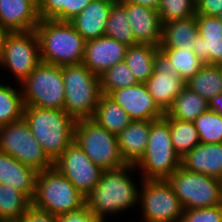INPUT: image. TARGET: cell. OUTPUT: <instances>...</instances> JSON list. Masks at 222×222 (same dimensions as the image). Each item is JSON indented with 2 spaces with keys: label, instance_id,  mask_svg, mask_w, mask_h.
Instances as JSON below:
<instances>
[{
  "label": "cell",
  "instance_id": "9",
  "mask_svg": "<svg viewBox=\"0 0 222 222\" xmlns=\"http://www.w3.org/2000/svg\"><path fill=\"white\" fill-rule=\"evenodd\" d=\"M184 210L222 204L220 181L180 166L168 179Z\"/></svg>",
  "mask_w": 222,
  "mask_h": 222
},
{
  "label": "cell",
  "instance_id": "3",
  "mask_svg": "<svg viewBox=\"0 0 222 222\" xmlns=\"http://www.w3.org/2000/svg\"><path fill=\"white\" fill-rule=\"evenodd\" d=\"M35 31L41 62L58 66L82 63L86 41L71 22L40 19Z\"/></svg>",
  "mask_w": 222,
  "mask_h": 222
},
{
  "label": "cell",
  "instance_id": "33",
  "mask_svg": "<svg viewBox=\"0 0 222 222\" xmlns=\"http://www.w3.org/2000/svg\"><path fill=\"white\" fill-rule=\"evenodd\" d=\"M22 91L0 82V127L23 118Z\"/></svg>",
  "mask_w": 222,
  "mask_h": 222
},
{
  "label": "cell",
  "instance_id": "46",
  "mask_svg": "<svg viewBox=\"0 0 222 222\" xmlns=\"http://www.w3.org/2000/svg\"><path fill=\"white\" fill-rule=\"evenodd\" d=\"M195 7H197V5L202 1V0H190Z\"/></svg>",
  "mask_w": 222,
  "mask_h": 222
},
{
  "label": "cell",
  "instance_id": "1",
  "mask_svg": "<svg viewBox=\"0 0 222 222\" xmlns=\"http://www.w3.org/2000/svg\"><path fill=\"white\" fill-rule=\"evenodd\" d=\"M136 169V165L127 164L118 169L104 170L96 187L86 196V206L101 222H105L106 215L124 212L138 204L139 188L129 174Z\"/></svg>",
  "mask_w": 222,
  "mask_h": 222
},
{
  "label": "cell",
  "instance_id": "8",
  "mask_svg": "<svg viewBox=\"0 0 222 222\" xmlns=\"http://www.w3.org/2000/svg\"><path fill=\"white\" fill-rule=\"evenodd\" d=\"M20 85L25 106L64 110L62 66L41 62Z\"/></svg>",
  "mask_w": 222,
  "mask_h": 222
},
{
  "label": "cell",
  "instance_id": "21",
  "mask_svg": "<svg viewBox=\"0 0 222 222\" xmlns=\"http://www.w3.org/2000/svg\"><path fill=\"white\" fill-rule=\"evenodd\" d=\"M181 166L186 170L220 179L222 177V143H199L181 158Z\"/></svg>",
  "mask_w": 222,
  "mask_h": 222
},
{
  "label": "cell",
  "instance_id": "30",
  "mask_svg": "<svg viewBox=\"0 0 222 222\" xmlns=\"http://www.w3.org/2000/svg\"><path fill=\"white\" fill-rule=\"evenodd\" d=\"M170 126V135L176 153L182 158L199 143V135L194 122L163 117Z\"/></svg>",
  "mask_w": 222,
  "mask_h": 222
},
{
  "label": "cell",
  "instance_id": "29",
  "mask_svg": "<svg viewBox=\"0 0 222 222\" xmlns=\"http://www.w3.org/2000/svg\"><path fill=\"white\" fill-rule=\"evenodd\" d=\"M186 86L209 101L222 92L221 65L204 64Z\"/></svg>",
  "mask_w": 222,
  "mask_h": 222
},
{
  "label": "cell",
  "instance_id": "20",
  "mask_svg": "<svg viewBox=\"0 0 222 222\" xmlns=\"http://www.w3.org/2000/svg\"><path fill=\"white\" fill-rule=\"evenodd\" d=\"M116 0H92L70 22L85 41L104 36L110 10Z\"/></svg>",
  "mask_w": 222,
  "mask_h": 222
},
{
  "label": "cell",
  "instance_id": "36",
  "mask_svg": "<svg viewBox=\"0 0 222 222\" xmlns=\"http://www.w3.org/2000/svg\"><path fill=\"white\" fill-rule=\"evenodd\" d=\"M157 10L162 24L196 15V7L190 0H161Z\"/></svg>",
  "mask_w": 222,
  "mask_h": 222
},
{
  "label": "cell",
  "instance_id": "41",
  "mask_svg": "<svg viewBox=\"0 0 222 222\" xmlns=\"http://www.w3.org/2000/svg\"><path fill=\"white\" fill-rule=\"evenodd\" d=\"M196 14L218 17L222 14V0H202L196 7Z\"/></svg>",
  "mask_w": 222,
  "mask_h": 222
},
{
  "label": "cell",
  "instance_id": "39",
  "mask_svg": "<svg viewBox=\"0 0 222 222\" xmlns=\"http://www.w3.org/2000/svg\"><path fill=\"white\" fill-rule=\"evenodd\" d=\"M57 222H101L93 212L84 205L82 208L56 216Z\"/></svg>",
  "mask_w": 222,
  "mask_h": 222
},
{
  "label": "cell",
  "instance_id": "43",
  "mask_svg": "<svg viewBox=\"0 0 222 222\" xmlns=\"http://www.w3.org/2000/svg\"><path fill=\"white\" fill-rule=\"evenodd\" d=\"M209 110L222 116V92L209 100Z\"/></svg>",
  "mask_w": 222,
  "mask_h": 222
},
{
  "label": "cell",
  "instance_id": "32",
  "mask_svg": "<svg viewBox=\"0 0 222 222\" xmlns=\"http://www.w3.org/2000/svg\"><path fill=\"white\" fill-rule=\"evenodd\" d=\"M177 69V75L189 81L204 65L192 49L159 47Z\"/></svg>",
  "mask_w": 222,
  "mask_h": 222
},
{
  "label": "cell",
  "instance_id": "23",
  "mask_svg": "<svg viewBox=\"0 0 222 222\" xmlns=\"http://www.w3.org/2000/svg\"><path fill=\"white\" fill-rule=\"evenodd\" d=\"M152 121H131L130 124L117 135L118 146L127 164L136 165L144 156Z\"/></svg>",
  "mask_w": 222,
  "mask_h": 222
},
{
  "label": "cell",
  "instance_id": "38",
  "mask_svg": "<svg viewBox=\"0 0 222 222\" xmlns=\"http://www.w3.org/2000/svg\"><path fill=\"white\" fill-rule=\"evenodd\" d=\"M180 222H222V204L206 208L186 209Z\"/></svg>",
  "mask_w": 222,
  "mask_h": 222
},
{
  "label": "cell",
  "instance_id": "17",
  "mask_svg": "<svg viewBox=\"0 0 222 222\" xmlns=\"http://www.w3.org/2000/svg\"><path fill=\"white\" fill-rule=\"evenodd\" d=\"M199 36L193 51L204 64L222 65V24L216 16L196 14Z\"/></svg>",
  "mask_w": 222,
  "mask_h": 222
},
{
  "label": "cell",
  "instance_id": "44",
  "mask_svg": "<svg viewBox=\"0 0 222 222\" xmlns=\"http://www.w3.org/2000/svg\"><path fill=\"white\" fill-rule=\"evenodd\" d=\"M117 2L133 3L158 9L161 0H116Z\"/></svg>",
  "mask_w": 222,
  "mask_h": 222
},
{
  "label": "cell",
  "instance_id": "47",
  "mask_svg": "<svg viewBox=\"0 0 222 222\" xmlns=\"http://www.w3.org/2000/svg\"><path fill=\"white\" fill-rule=\"evenodd\" d=\"M219 181H220L221 199H222V177L219 179Z\"/></svg>",
  "mask_w": 222,
  "mask_h": 222
},
{
  "label": "cell",
  "instance_id": "11",
  "mask_svg": "<svg viewBox=\"0 0 222 222\" xmlns=\"http://www.w3.org/2000/svg\"><path fill=\"white\" fill-rule=\"evenodd\" d=\"M41 63L40 45L35 30L10 32L4 41L0 54V68L12 72L20 84Z\"/></svg>",
  "mask_w": 222,
  "mask_h": 222
},
{
  "label": "cell",
  "instance_id": "34",
  "mask_svg": "<svg viewBox=\"0 0 222 222\" xmlns=\"http://www.w3.org/2000/svg\"><path fill=\"white\" fill-rule=\"evenodd\" d=\"M139 83L125 61H121L100 75L102 94L109 95L112 91Z\"/></svg>",
  "mask_w": 222,
  "mask_h": 222
},
{
  "label": "cell",
  "instance_id": "12",
  "mask_svg": "<svg viewBox=\"0 0 222 222\" xmlns=\"http://www.w3.org/2000/svg\"><path fill=\"white\" fill-rule=\"evenodd\" d=\"M139 200L144 222H180L184 208L167 180L142 179Z\"/></svg>",
  "mask_w": 222,
  "mask_h": 222
},
{
  "label": "cell",
  "instance_id": "24",
  "mask_svg": "<svg viewBox=\"0 0 222 222\" xmlns=\"http://www.w3.org/2000/svg\"><path fill=\"white\" fill-rule=\"evenodd\" d=\"M199 36L196 15L162 24L159 47H175L193 49Z\"/></svg>",
  "mask_w": 222,
  "mask_h": 222
},
{
  "label": "cell",
  "instance_id": "19",
  "mask_svg": "<svg viewBox=\"0 0 222 222\" xmlns=\"http://www.w3.org/2000/svg\"><path fill=\"white\" fill-rule=\"evenodd\" d=\"M39 22L36 0H0V24L9 32L33 31Z\"/></svg>",
  "mask_w": 222,
  "mask_h": 222
},
{
  "label": "cell",
  "instance_id": "25",
  "mask_svg": "<svg viewBox=\"0 0 222 222\" xmlns=\"http://www.w3.org/2000/svg\"><path fill=\"white\" fill-rule=\"evenodd\" d=\"M91 119L116 136L132 121L126 111L105 94L101 95Z\"/></svg>",
  "mask_w": 222,
  "mask_h": 222
},
{
  "label": "cell",
  "instance_id": "45",
  "mask_svg": "<svg viewBox=\"0 0 222 222\" xmlns=\"http://www.w3.org/2000/svg\"><path fill=\"white\" fill-rule=\"evenodd\" d=\"M10 32L5 28L3 27L1 24H0V54H1V51H2V48H3V44H4V41H5V38L6 36L9 34Z\"/></svg>",
  "mask_w": 222,
  "mask_h": 222
},
{
  "label": "cell",
  "instance_id": "40",
  "mask_svg": "<svg viewBox=\"0 0 222 222\" xmlns=\"http://www.w3.org/2000/svg\"><path fill=\"white\" fill-rule=\"evenodd\" d=\"M17 222H57L56 215L31 206Z\"/></svg>",
  "mask_w": 222,
  "mask_h": 222
},
{
  "label": "cell",
  "instance_id": "27",
  "mask_svg": "<svg viewBox=\"0 0 222 222\" xmlns=\"http://www.w3.org/2000/svg\"><path fill=\"white\" fill-rule=\"evenodd\" d=\"M159 47L148 44L128 46L124 61L139 83H145L154 71V57Z\"/></svg>",
  "mask_w": 222,
  "mask_h": 222
},
{
  "label": "cell",
  "instance_id": "7",
  "mask_svg": "<svg viewBox=\"0 0 222 222\" xmlns=\"http://www.w3.org/2000/svg\"><path fill=\"white\" fill-rule=\"evenodd\" d=\"M74 142L103 170H114L127 165L121 155L117 136L91 118L75 121Z\"/></svg>",
  "mask_w": 222,
  "mask_h": 222
},
{
  "label": "cell",
  "instance_id": "31",
  "mask_svg": "<svg viewBox=\"0 0 222 222\" xmlns=\"http://www.w3.org/2000/svg\"><path fill=\"white\" fill-rule=\"evenodd\" d=\"M104 36L114 38L127 46L137 44L128 20L126 8L117 1L111 7Z\"/></svg>",
  "mask_w": 222,
  "mask_h": 222
},
{
  "label": "cell",
  "instance_id": "28",
  "mask_svg": "<svg viewBox=\"0 0 222 222\" xmlns=\"http://www.w3.org/2000/svg\"><path fill=\"white\" fill-rule=\"evenodd\" d=\"M32 201L17 189L0 184V222H17Z\"/></svg>",
  "mask_w": 222,
  "mask_h": 222
},
{
  "label": "cell",
  "instance_id": "48",
  "mask_svg": "<svg viewBox=\"0 0 222 222\" xmlns=\"http://www.w3.org/2000/svg\"><path fill=\"white\" fill-rule=\"evenodd\" d=\"M218 18H219V20H220V22H221V24H222V14L219 15Z\"/></svg>",
  "mask_w": 222,
  "mask_h": 222
},
{
  "label": "cell",
  "instance_id": "6",
  "mask_svg": "<svg viewBox=\"0 0 222 222\" xmlns=\"http://www.w3.org/2000/svg\"><path fill=\"white\" fill-rule=\"evenodd\" d=\"M181 166L170 135L169 123L160 118L151 122L148 145L136 164L145 180H167Z\"/></svg>",
  "mask_w": 222,
  "mask_h": 222
},
{
  "label": "cell",
  "instance_id": "14",
  "mask_svg": "<svg viewBox=\"0 0 222 222\" xmlns=\"http://www.w3.org/2000/svg\"><path fill=\"white\" fill-rule=\"evenodd\" d=\"M154 71L145 82L158 108L166 114L176 97L186 87V81L177 75V69L159 49L154 57Z\"/></svg>",
  "mask_w": 222,
  "mask_h": 222
},
{
  "label": "cell",
  "instance_id": "10",
  "mask_svg": "<svg viewBox=\"0 0 222 222\" xmlns=\"http://www.w3.org/2000/svg\"><path fill=\"white\" fill-rule=\"evenodd\" d=\"M0 152L12 156L37 172L53 166L24 118L0 127Z\"/></svg>",
  "mask_w": 222,
  "mask_h": 222
},
{
  "label": "cell",
  "instance_id": "37",
  "mask_svg": "<svg viewBox=\"0 0 222 222\" xmlns=\"http://www.w3.org/2000/svg\"><path fill=\"white\" fill-rule=\"evenodd\" d=\"M40 19L69 21V0H39Z\"/></svg>",
  "mask_w": 222,
  "mask_h": 222
},
{
  "label": "cell",
  "instance_id": "2",
  "mask_svg": "<svg viewBox=\"0 0 222 222\" xmlns=\"http://www.w3.org/2000/svg\"><path fill=\"white\" fill-rule=\"evenodd\" d=\"M23 118L52 163L74 141L75 120L65 110L24 106Z\"/></svg>",
  "mask_w": 222,
  "mask_h": 222
},
{
  "label": "cell",
  "instance_id": "15",
  "mask_svg": "<svg viewBox=\"0 0 222 222\" xmlns=\"http://www.w3.org/2000/svg\"><path fill=\"white\" fill-rule=\"evenodd\" d=\"M108 96L126 111L132 121H154L164 117L145 83L117 89Z\"/></svg>",
  "mask_w": 222,
  "mask_h": 222
},
{
  "label": "cell",
  "instance_id": "18",
  "mask_svg": "<svg viewBox=\"0 0 222 222\" xmlns=\"http://www.w3.org/2000/svg\"><path fill=\"white\" fill-rule=\"evenodd\" d=\"M126 8L129 23L137 44L160 46L162 23L157 9L119 2Z\"/></svg>",
  "mask_w": 222,
  "mask_h": 222
},
{
  "label": "cell",
  "instance_id": "42",
  "mask_svg": "<svg viewBox=\"0 0 222 222\" xmlns=\"http://www.w3.org/2000/svg\"><path fill=\"white\" fill-rule=\"evenodd\" d=\"M92 0H69V22L75 18Z\"/></svg>",
  "mask_w": 222,
  "mask_h": 222
},
{
  "label": "cell",
  "instance_id": "13",
  "mask_svg": "<svg viewBox=\"0 0 222 222\" xmlns=\"http://www.w3.org/2000/svg\"><path fill=\"white\" fill-rule=\"evenodd\" d=\"M53 166L85 198L96 187L104 172L101 167L91 161L83 149L74 141L53 162Z\"/></svg>",
  "mask_w": 222,
  "mask_h": 222
},
{
  "label": "cell",
  "instance_id": "5",
  "mask_svg": "<svg viewBox=\"0 0 222 222\" xmlns=\"http://www.w3.org/2000/svg\"><path fill=\"white\" fill-rule=\"evenodd\" d=\"M86 198L54 166L38 173L32 206L52 215L76 211Z\"/></svg>",
  "mask_w": 222,
  "mask_h": 222
},
{
  "label": "cell",
  "instance_id": "16",
  "mask_svg": "<svg viewBox=\"0 0 222 222\" xmlns=\"http://www.w3.org/2000/svg\"><path fill=\"white\" fill-rule=\"evenodd\" d=\"M128 46L120 41L102 36L86 41L82 63L100 76L117 63L124 61Z\"/></svg>",
  "mask_w": 222,
  "mask_h": 222
},
{
  "label": "cell",
  "instance_id": "22",
  "mask_svg": "<svg viewBox=\"0 0 222 222\" xmlns=\"http://www.w3.org/2000/svg\"><path fill=\"white\" fill-rule=\"evenodd\" d=\"M38 173L12 156L0 152V184L17 189L31 201L35 195Z\"/></svg>",
  "mask_w": 222,
  "mask_h": 222
},
{
  "label": "cell",
  "instance_id": "26",
  "mask_svg": "<svg viewBox=\"0 0 222 222\" xmlns=\"http://www.w3.org/2000/svg\"><path fill=\"white\" fill-rule=\"evenodd\" d=\"M207 110H209V101L186 86L176 97L166 115L172 119L194 122Z\"/></svg>",
  "mask_w": 222,
  "mask_h": 222
},
{
  "label": "cell",
  "instance_id": "4",
  "mask_svg": "<svg viewBox=\"0 0 222 222\" xmlns=\"http://www.w3.org/2000/svg\"><path fill=\"white\" fill-rule=\"evenodd\" d=\"M65 89L64 110L75 121L92 118L102 95L100 76L83 63L62 66Z\"/></svg>",
  "mask_w": 222,
  "mask_h": 222
},
{
  "label": "cell",
  "instance_id": "35",
  "mask_svg": "<svg viewBox=\"0 0 222 222\" xmlns=\"http://www.w3.org/2000/svg\"><path fill=\"white\" fill-rule=\"evenodd\" d=\"M200 143H222V116L207 110L194 121Z\"/></svg>",
  "mask_w": 222,
  "mask_h": 222
}]
</instances>
